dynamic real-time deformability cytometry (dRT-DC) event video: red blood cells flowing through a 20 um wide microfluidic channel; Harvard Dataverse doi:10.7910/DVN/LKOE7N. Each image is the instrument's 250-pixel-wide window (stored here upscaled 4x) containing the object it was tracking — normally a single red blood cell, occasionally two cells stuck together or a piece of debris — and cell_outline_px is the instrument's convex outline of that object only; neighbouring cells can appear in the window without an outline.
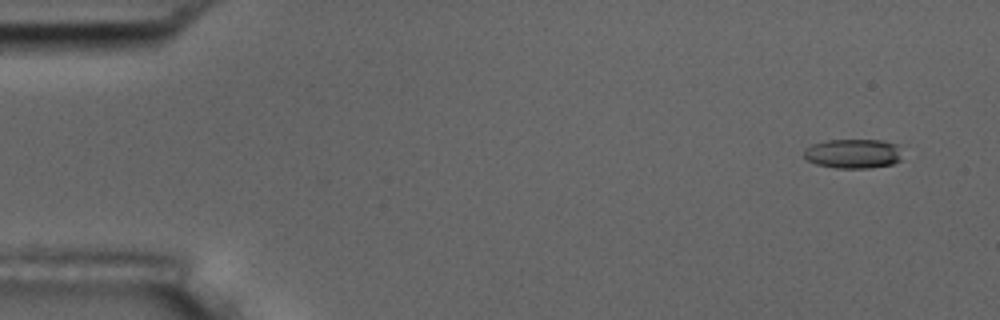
{"species": "common noctule bat (a hibernating species)", "species_latin": "Nyctalus noctula", "temperature_condition": "room temperature", "stored_images_in_passage": 10, "camera_frame_rate_fps": 3000, "um_per_image_px": 0.085, "animal": {"sex": "male", "body_mass_g": 17.5, "forearm_length_mm": 52.3}, "frame": {"image": 1, "passage_image": 1, "time_ms": 0.0, "image_size_px": [1000, 320], "cell_outline_px": [[900, 160], [892, 164], [868, 168], [836, 168], [816, 164], [808, 160], [804, 156], [804, 148], [812, 144], [828, 140], [884, 140], [900, 144]], "centroid_in_image_um": [72.53, 13.05], "position_along_channel_um": 12.5, "area_um2": 16.99}}
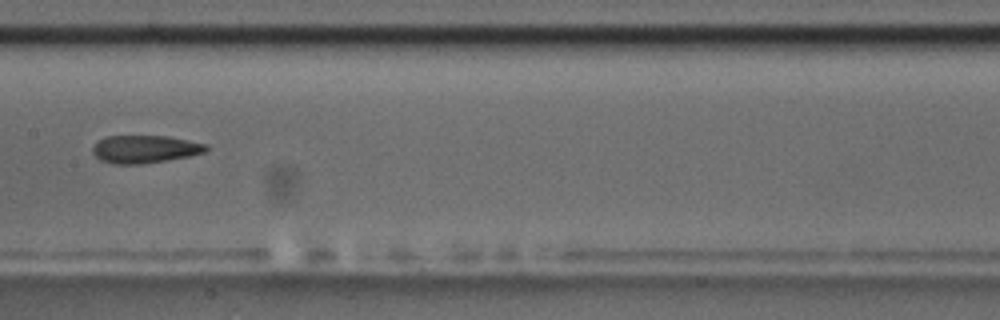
{"frame": {"image": 2, "passage_image": 8, "time_ms": 8.333, "image_size_px": [1000, 320], "cell_outline_px": [[208, 148], [204, 152], [188, 156], [168, 160], [140, 164], [112, 164], [100, 160], [92, 152], [92, 148], [104, 136], [168, 136], [208, 144]], "centroid_in_image_um": [12.31, 12.68], "position_along_channel_um": 195.1, "area_um2": 18.32}}
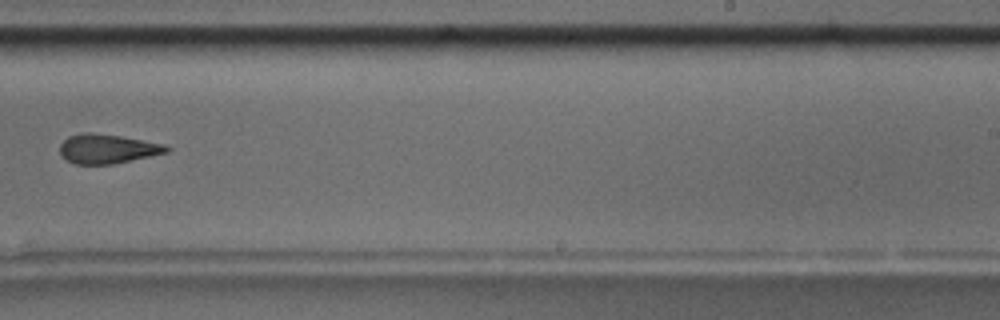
{"frame": {"image": 3, "passage_image": 10, "time_ms": 10.667, "image_size_px": [1000, 320], "cell_outline_px": [[172, 148], [168, 152], [112, 164], [72, 164], [60, 152], [60, 144], [68, 136], [80, 132], [92, 132], [120, 136], [164, 144]], "centroid_in_image_um": [9.11, 12.64], "position_along_channel_um": 279.9, "area_um2": 18.15}}